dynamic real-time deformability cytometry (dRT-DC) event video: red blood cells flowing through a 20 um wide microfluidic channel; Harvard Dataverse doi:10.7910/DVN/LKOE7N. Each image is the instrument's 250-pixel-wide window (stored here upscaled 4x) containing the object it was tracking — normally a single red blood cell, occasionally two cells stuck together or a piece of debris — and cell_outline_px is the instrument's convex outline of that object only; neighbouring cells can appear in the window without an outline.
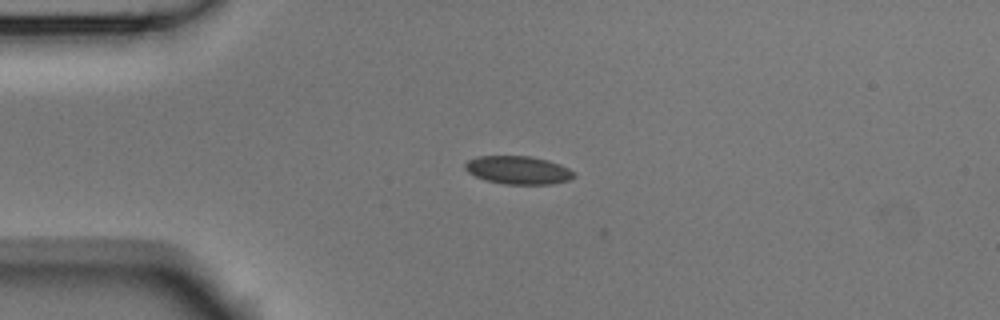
{"species": "Egyptian fruit bat (a non-hibernating species)", "species_latin": "Rousettus aegyptiacus", "temperature_condition": "room temperature", "stored_images_in_passage": 3, "camera_frame_rate_fps": 3000, "um_per_image_px": 0.085, "animal": {"sex": "male"}, "frame": {"image": 1, "passage_image": 2, "time_ms": 0.333, "image_size_px": [1000, 320], "cell_outline_px": [[576, 176], [568, 180], [552, 184], [504, 184], [488, 180], [476, 176], [468, 172], [464, 168], [464, 164], [468, 160], [476, 156], [532, 156], [548, 160], [560, 164], [576, 172]], "centroid_in_image_um": [44.07, 14.45], "position_along_channel_um": 40.9, "area_um2": 17.92}}